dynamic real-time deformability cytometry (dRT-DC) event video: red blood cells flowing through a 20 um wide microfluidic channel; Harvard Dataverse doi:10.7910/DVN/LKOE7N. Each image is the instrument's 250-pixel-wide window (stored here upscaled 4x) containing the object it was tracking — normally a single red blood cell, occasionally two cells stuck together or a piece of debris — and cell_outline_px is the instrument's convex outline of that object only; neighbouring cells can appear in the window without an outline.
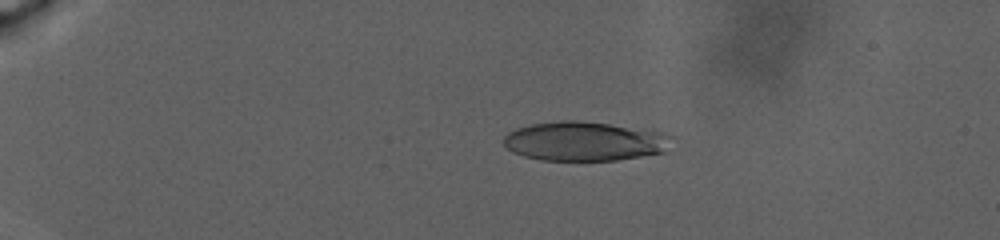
{"species": "human", "species_latin": "Homo sapiens", "temperature_condition": "warm", "stored_images_in_passage": 94, "camera_frame_rate_fps": 3000, "um_per_image_px": 0.085, "donor": {"sex": "male"}, "frame": {"image": 1, "passage_image": 24, "time_ms": 7.667, "image_size_px": [1000, 240], "cell_outline_px": [[676, 136], [664, 152], [616, 160], [540, 160], [524, 156], [512, 152], [504, 144], [504, 136], [508, 132], [516, 128], [532, 124], [560, 120], [576, 120], [608, 124], [660, 132]], "centroid_in_image_um": [49.68, 12.01], "position_along_channel_um": 35.3, "area_um2": 38.32}}
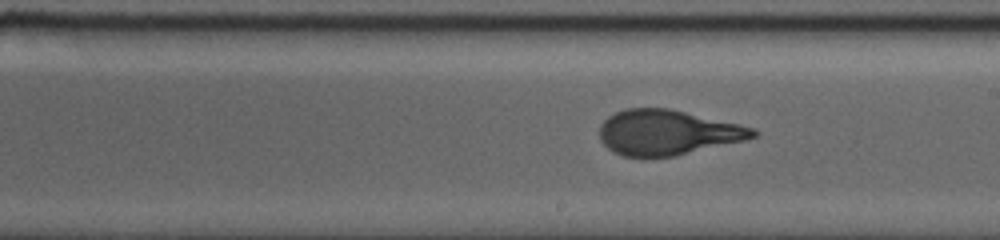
{"frame": {"image": 2, "passage_image": 62, "time_ms": 20.333, "image_size_px": [1000, 240], "cell_outline_px": [[760, 132], [756, 136], [744, 140], [672, 156], [624, 156], [612, 152], [600, 140], [600, 124], [608, 116], [624, 108], [668, 108], [740, 124], [756, 128]], "centroid_in_image_um": [56.72, 11.24], "position_along_channel_um": 232.3, "area_um2": 40.06}}
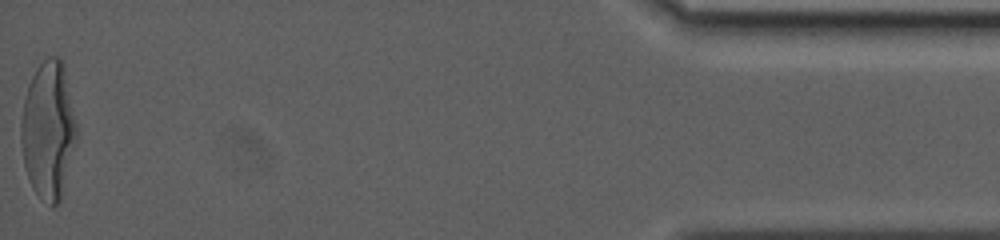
{"frame": {"image": 3, "passage_image": 94, "time_ms": 32.333, "image_size_px": [1000, 240], "cell_outline_px": [[76, 140], [60, 200], [52, 208], [40, 200], [32, 188], [24, 164], [20, 140], [20, 124], [24, 100], [28, 84], [36, 68], [48, 56], [56, 56], [64, 60], [76, 124]], "centroid_in_image_um": [4.09, 11.04], "position_along_channel_um": 431.1, "area_um2": 44.68}, "authors_computed_cell_mechanics": {"area_um2": 40.7201, "velocity_mm_per_s": 2.2697, "shape_relaxation_time_tau1_ms": 10.722, "shape_relaxation_time_tau2_ms": null, "deformation_change_tau1": 0.3087, "deformation_change_tau2": null}}